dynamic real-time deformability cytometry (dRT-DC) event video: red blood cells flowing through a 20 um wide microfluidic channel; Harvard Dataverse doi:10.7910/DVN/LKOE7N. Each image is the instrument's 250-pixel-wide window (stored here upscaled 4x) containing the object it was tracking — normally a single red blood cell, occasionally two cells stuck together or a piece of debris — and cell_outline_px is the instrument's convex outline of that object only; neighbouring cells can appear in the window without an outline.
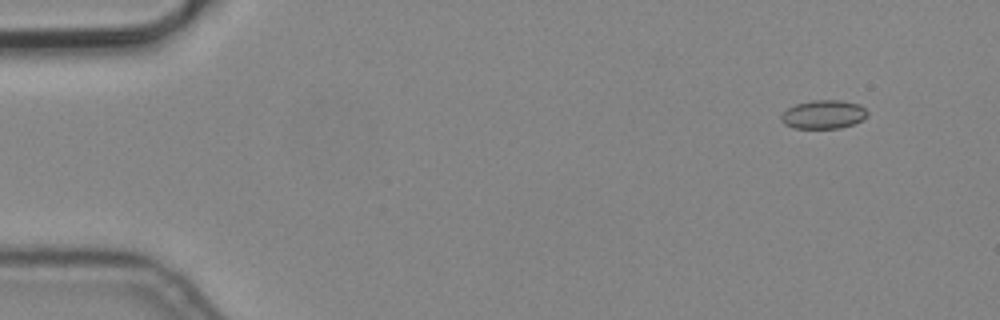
{"species": "common noctule bat (a hibernating species)", "species_latin": "Nyctalus noctula", "temperature_condition": "cold", "stored_images_in_passage": 8, "camera_frame_rate_fps": 3000, "um_per_image_px": 0.085, "animal": {"sex": "male", "body_mass_g": 19.2, "forearm_length_mm": 51.8}, "frame": {"image": 1, "passage_image": 2, "time_ms": 0.333, "image_size_px": [1000, 320], "cell_outline_px": [[868, 116], [852, 124], [840, 128], [792, 128], [784, 124], [780, 120], [780, 116], [788, 108], [796, 104], [812, 100], [840, 100], [860, 104], [868, 112]], "centroid_in_image_um": [69.98, 9.72], "position_along_channel_um": 15.0, "area_um2": 14.39}}
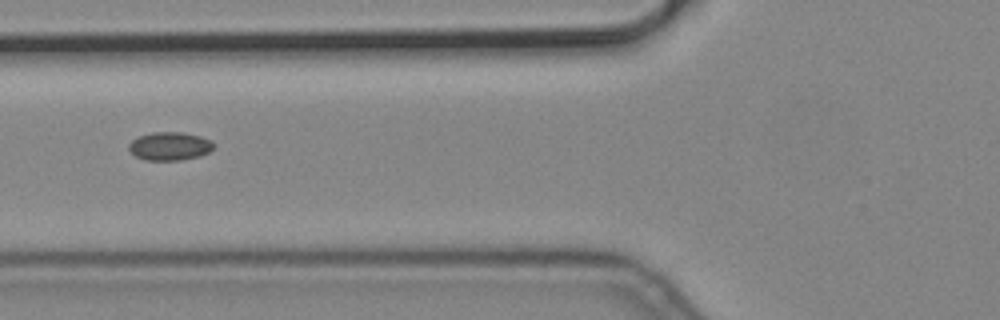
{"frame": {"image": 2, "passage_image": 6, "time_ms": 1.667, "image_size_px": [1000, 320], "cell_outline_px": [[216, 144], [208, 152], [200, 156], [180, 160], [144, 160], [136, 156], [128, 148], [128, 144], [132, 140], [140, 136], [152, 132], [184, 132], [200, 136], [212, 140]], "centroid_in_image_um": [14.45, 12.42], "position_along_channel_um": 111.4, "area_um2": 14.05}}
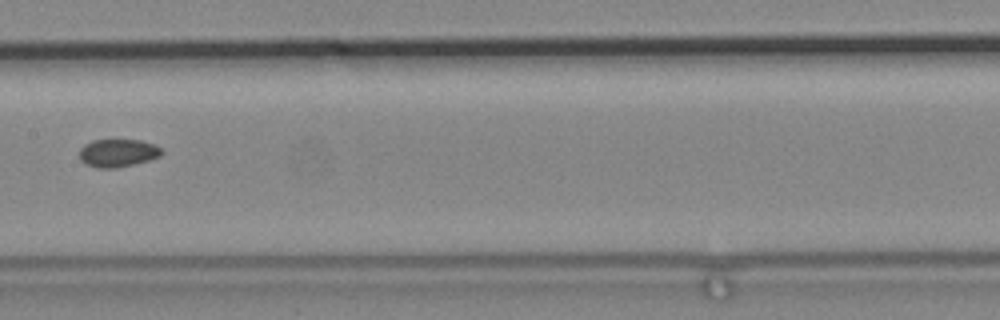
{"frame": {"image": 3, "passage_image": 8, "time_ms": 2.333, "image_size_px": [1000, 320], "cell_outline_px": [[164, 152], [160, 156], [148, 160], [116, 168], [96, 168], [80, 160], [80, 148], [84, 144], [92, 140], [140, 140], [152, 144], [160, 148]], "centroid_in_image_um": [9.99, 13.0], "position_along_channel_um": 197.4, "area_um2": 13.24}}